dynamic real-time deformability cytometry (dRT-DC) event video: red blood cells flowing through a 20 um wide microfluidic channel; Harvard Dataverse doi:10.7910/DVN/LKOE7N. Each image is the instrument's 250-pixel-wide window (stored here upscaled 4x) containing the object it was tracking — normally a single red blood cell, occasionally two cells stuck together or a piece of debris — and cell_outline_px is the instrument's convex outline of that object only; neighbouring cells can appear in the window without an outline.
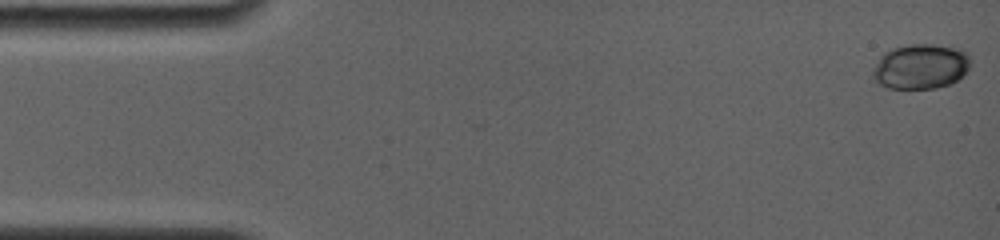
{"species": "common noctule bat (a hibernating species)", "species_latin": "Nyctalus noctula", "temperature_condition": "room temperature", "stored_images_in_passage": 19, "camera_frame_rate_fps": 4000, "um_per_image_px": 0.085, "animal": {"sex": "female", "body_mass_g": 19.0, "forearm_length_mm": 56.7}, "frame": {"image": 1, "passage_image": 1, "time_ms": 0.0, "image_size_px": [1000, 240], "cell_outline_px": [[968, 68], [956, 80], [948, 84], [936, 88], [888, 88], [872, 80], [872, 68], [880, 56], [884, 52], [892, 48], [908, 44], [932, 44], [960, 48], [968, 52]], "centroid_in_image_um": [78.19, 5.64], "position_along_channel_um": 6.8, "area_um2": 25.66}}
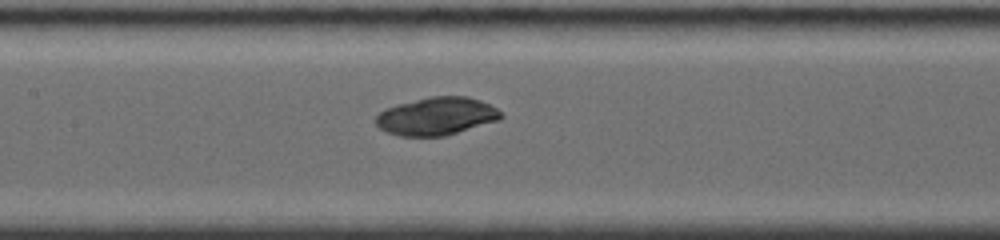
{"frame": {"image": 2, "passage_image": 17, "time_ms": 7.5, "image_size_px": [1000, 240], "cell_outline_px": [[504, 116], [500, 120], [444, 136], [400, 136], [388, 132], [380, 128], [376, 124], [376, 116], [384, 108], [396, 104], [432, 96], [468, 96], [480, 100], [496, 108]], "centroid_in_image_um": [37.11, 9.87], "position_along_channel_um": 170.3, "area_um2": 27.57}}
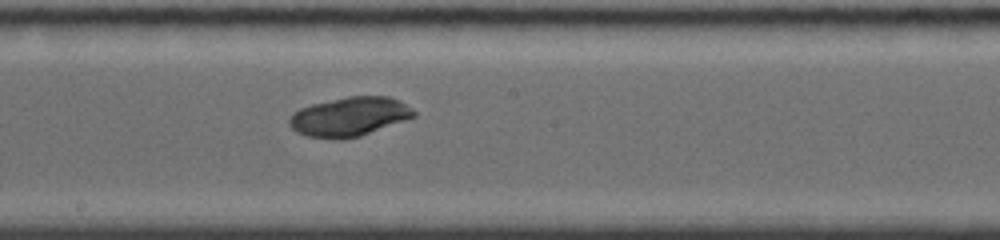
{"frame": {"image": 3, "passage_image": 19, "time_ms": 8.75, "image_size_px": [1000, 240], "cell_outline_px": [[416, 116], [360, 136], [344, 140], [336, 140], [308, 136], [296, 132], [288, 124], [288, 116], [292, 112], [300, 108], [312, 104], [348, 96], [388, 96], [400, 100], [412, 108], [416, 112]], "centroid_in_image_um": [29.67, 9.92], "position_along_channel_um": 218.5, "area_um2": 28.67}}